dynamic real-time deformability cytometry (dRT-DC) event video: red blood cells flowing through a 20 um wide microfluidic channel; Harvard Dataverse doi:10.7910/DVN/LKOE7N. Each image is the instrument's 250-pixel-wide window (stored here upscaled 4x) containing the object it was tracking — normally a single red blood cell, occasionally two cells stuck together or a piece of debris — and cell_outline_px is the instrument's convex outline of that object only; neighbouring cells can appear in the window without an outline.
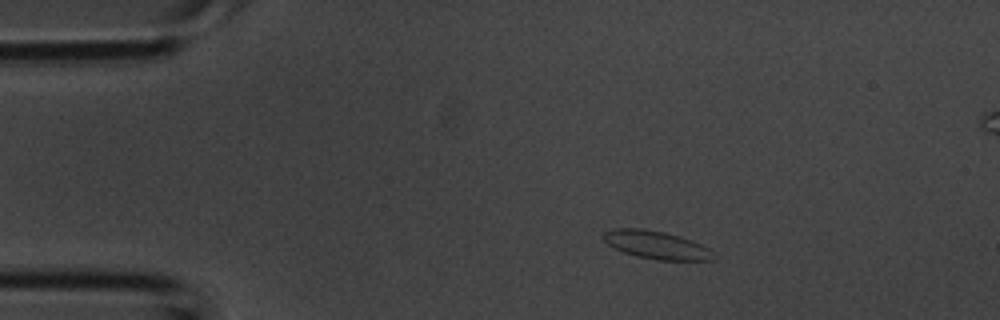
{"species": "common noctule bat (a hibernating species)", "species_latin": "Nyctalus noctula", "temperature_condition": "room temperature", "stored_images_in_passage": 3, "camera_frame_rate_fps": 3000, "um_per_image_px": 0.085, "animal": {"sex": "male", "body_mass_g": 20.1, "forearm_length_mm": 53.5}, "frame": {"image": 1, "passage_image": 1, "time_ms": 0.0, "image_size_px": [1000, 320], "cell_outline_px": [[712, 260], [656, 260], [636, 256], [624, 252], [608, 244], [604, 240], [604, 232], [616, 228], [640, 228], [664, 232], [680, 236], [692, 240], [708, 248]], "centroid_in_image_um": [55.75, 20.81], "position_along_channel_um": 29.3, "area_um2": 17.57}}